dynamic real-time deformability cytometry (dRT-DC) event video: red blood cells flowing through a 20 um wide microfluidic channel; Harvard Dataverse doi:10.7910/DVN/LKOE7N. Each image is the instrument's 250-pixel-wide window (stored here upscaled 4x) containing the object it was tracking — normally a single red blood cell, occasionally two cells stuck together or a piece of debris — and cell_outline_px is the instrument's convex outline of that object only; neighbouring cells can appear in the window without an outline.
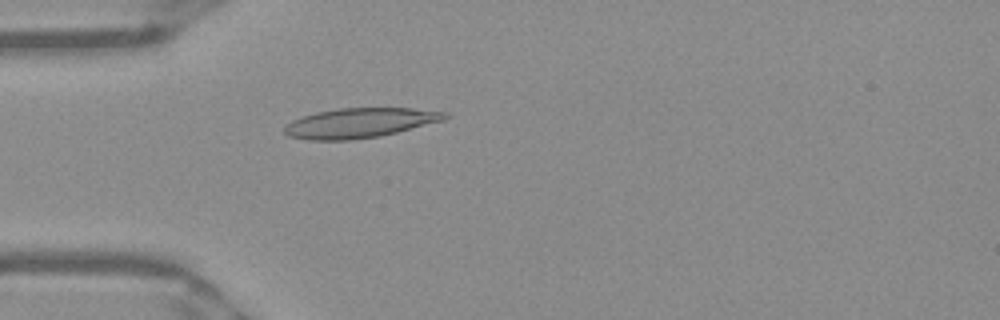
{"species": "Egyptian fruit bat (a non-hibernating species)", "species_latin": "Rousettus aegyptiacus", "temperature_condition": "warm", "stored_images_in_passage": 37, "camera_frame_rate_fps": 3000, "um_per_image_px": 0.085, "frame": {"image": 1, "passage_image": 1, "time_ms": 0.0, "image_size_px": [1000, 320], "cell_outline_px": [[448, 116], [444, 120], [380, 136], [352, 140], [308, 140], [288, 136], [284, 132], [284, 128], [292, 120], [316, 112], [340, 108], [412, 108], [448, 112]], "centroid_in_image_um": [30.58, 10.45], "position_along_channel_um": 54.4, "area_um2": 27.69}}
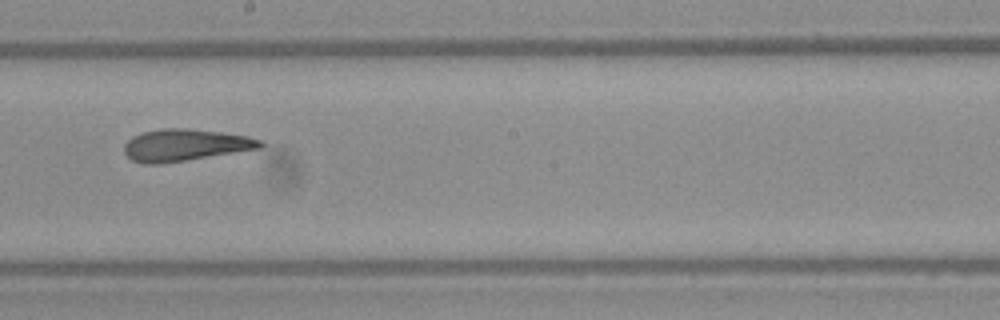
{"frame": {"image": 2, "passage_image": 15, "time_ms": 4.667, "image_size_px": [1000, 320], "cell_outline_px": [[264, 144], [260, 148], [160, 164], [144, 164], [132, 160], [124, 152], [124, 144], [132, 136], [144, 132], [160, 128], [188, 128], [220, 132], [248, 136], [260, 140]], "centroid_in_image_um": [15.69, 12.32], "position_along_channel_um": 232.5, "area_um2": 25.09}}
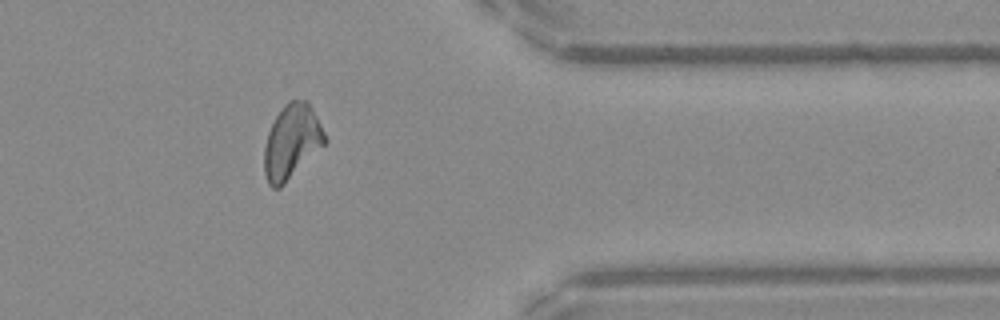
{"frame": {"image": 3, "passage_image": 28, "time_ms": 9.0, "image_size_px": [1000, 320], "cell_outline_px": [[328, 140], [280, 188], [272, 188], [268, 184], [264, 172], [264, 148], [268, 132], [276, 116], [284, 104], [288, 100], [308, 100]], "centroid_in_image_um": [24.78, 12.04], "position_along_channel_um": 386.6, "area_um2": 25.95}, "authors_computed_cell_mechanics": {"area_um2": 25.2008, "velocity_mm_per_s": 3.9434, "shape_relaxation_time_tau1_ms": 9.5504, "shape_relaxation_time_tau2_ms": 2.2966, "deformation_change_tau1": 0.2447, "deformation_change_tau2": 0.1003}}